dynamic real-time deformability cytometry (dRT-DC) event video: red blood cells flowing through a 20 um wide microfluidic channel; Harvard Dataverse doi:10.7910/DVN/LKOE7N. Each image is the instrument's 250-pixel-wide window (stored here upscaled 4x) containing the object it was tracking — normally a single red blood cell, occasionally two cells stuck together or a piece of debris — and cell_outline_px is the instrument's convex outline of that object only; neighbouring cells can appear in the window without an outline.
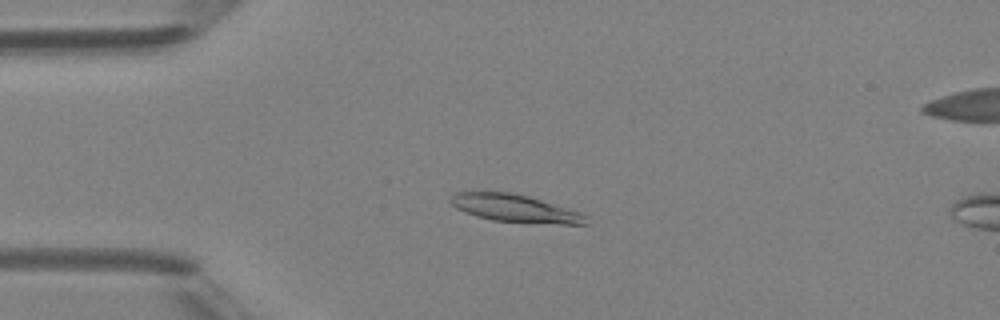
{"species": "Egyptian fruit bat (a non-hibernating species)", "species_latin": "Rousettus aegyptiacus", "temperature_condition": "room temperature", "stored_images_in_passage": 6, "camera_frame_rate_fps": 3000, "um_per_image_px": 0.085, "animal": {"sex": "female"}, "frame": {"image": 1, "passage_image": 4, "time_ms": 3.333, "image_size_px": [1000, 320], "cell_outline_px": [[592, 224], [560, 224], [492, 220], [476, 216], [456, 208], [448, 200], [456, 192], [512, 192], [528, 196], [580, 212], [588, 216]], "centroid_in_image_um": [43.82, 17.71], "position_along_channel_um": 41.2, "area_um2": 21.68}}
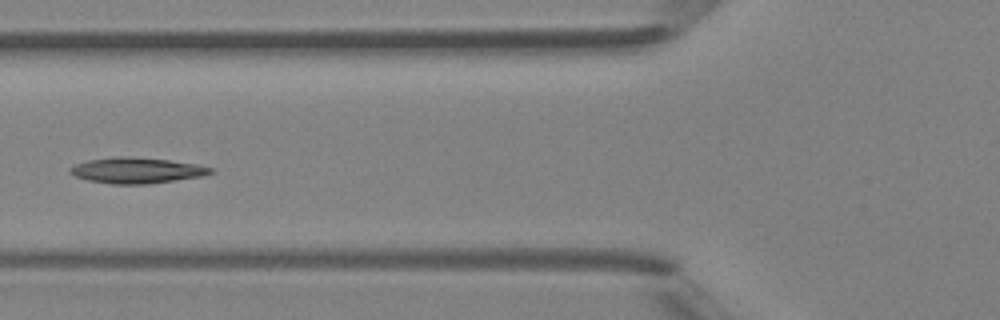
{"frame": {"image": 2, "passage_image": 6, "time_ms": 5.667, "image_size_px": [1000, 320], "cell_outline_px": [[216, 168], [212, 172], [204, 176], [148, 184], [112, 184], [88, 180], [76, 176], [68, 172], [68, 168], [76, 164], [88, 160], [112, 156], [128, 156], [168, 160], [196, 164]], "centroid_in_image_um": [11.62, 14.48], "position_along_channel_um": 114.2, "area_um2": 21.21}}